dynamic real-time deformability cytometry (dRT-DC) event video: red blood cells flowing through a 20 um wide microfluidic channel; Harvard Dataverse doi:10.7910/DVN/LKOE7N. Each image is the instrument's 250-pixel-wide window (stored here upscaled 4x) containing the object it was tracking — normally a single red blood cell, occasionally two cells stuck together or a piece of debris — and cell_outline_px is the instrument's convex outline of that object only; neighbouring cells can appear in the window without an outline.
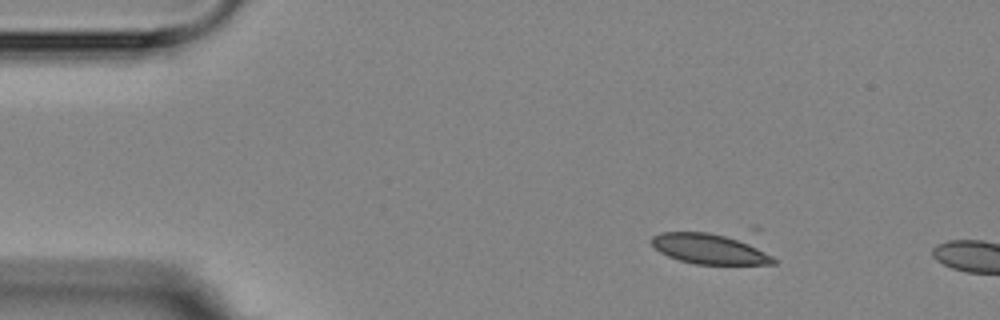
{"species": "Egyptian fruit bat (a non-hibernating species)", "species_latin": "Rousettus aegyptiacus", "temperature_condition": "room temperature", "stored_images_in_passage": 3, "camera_frame_rate_fps": 3000, "um_per_image_px": 0.085, "animal": {"sex": "female"}, "frame": {"image": 1, "passage_image": 2, "time_ms": 1.333, "image_size_px": [1000, 320], "cell_outline_px": [[776, 264], [696, 264], [680, 260], [668, 256], [660, 252], [648, 240], [652, 236], [660, 232], [708, 232], [748, 240], [772, 256], [776, 260]], "centroid_in_image_um": [60.33, 21.14], "position_along_channel_um": 24.7, "area_um2": 21.73}}